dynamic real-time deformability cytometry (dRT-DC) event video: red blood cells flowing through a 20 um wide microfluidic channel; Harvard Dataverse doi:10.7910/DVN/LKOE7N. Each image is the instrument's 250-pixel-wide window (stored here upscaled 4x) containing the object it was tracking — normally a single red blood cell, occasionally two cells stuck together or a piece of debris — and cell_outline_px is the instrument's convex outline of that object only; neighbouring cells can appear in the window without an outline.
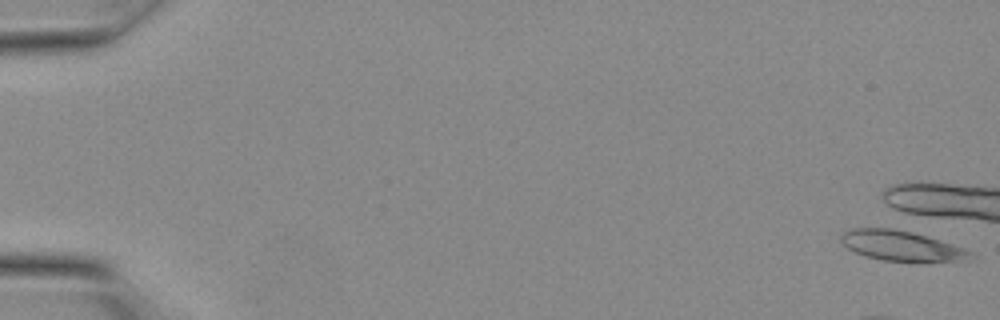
{"species": "Egyptian fruit bat (a non-hibernating species)", "species_latin": "Rousettus aegyptiacus", "temperature_condition": "warm", "stored_images_in_passage": 3, "camera_frame_rate_fps": 3000, "um_per_image_px": 0.085, "animal": {"sex": "female"}, "frame": {"image": 1, "passage_image": 1, "time_ms": 0.0, "image_size_px": [1000, 320], "cell_outline_px": [[972, 252], [964, 260], [880, 260], [864, 256], [848, 248], [840, 240], [840, 236], [844, 232], [852, 228], [904, 228], [964, 248]], "centroid_in_image_um": [76.53, 20.84], "position_along_channel_um": 8.5, "area_um2": 22.31}}